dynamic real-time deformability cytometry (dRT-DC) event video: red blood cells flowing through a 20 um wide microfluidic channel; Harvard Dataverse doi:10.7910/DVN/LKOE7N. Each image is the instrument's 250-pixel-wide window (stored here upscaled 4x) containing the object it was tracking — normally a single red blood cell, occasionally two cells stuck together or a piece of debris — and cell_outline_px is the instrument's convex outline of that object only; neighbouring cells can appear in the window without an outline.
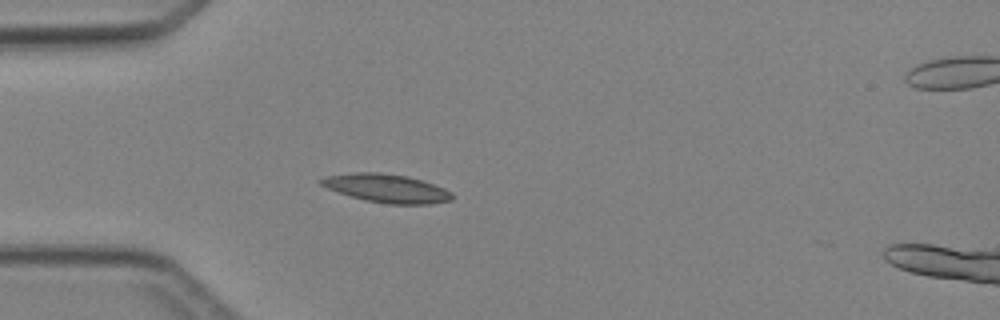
{"species": "Egyptian fruit bat (a non-hibernating species)", "species_latin": "Rousettus aegyptiacus", "temperature_condition": "cold", "stored_images_in_passage": 4, "camera_frame_rate_fps": 3000, "um_per_image_px": 0.085, "animal": {"sex": "female"}, "frame": {"image": 1, "passage_image": 3, "time_ms": 3.333, "image_size_px": [1000, 320], "cell_outline_px": [[452, 200], [428, 204], [388, 204], [364, 200], [328, 188], [320, 184], [316, 180], [324, 176], [356, 172], [380, 172], [408, 176], [444, 188], [452, 192]], "centroid_in_image_um": [32.84, 16.0], "position_along_channel_um": 52.2, "area_um2": 21.62}}